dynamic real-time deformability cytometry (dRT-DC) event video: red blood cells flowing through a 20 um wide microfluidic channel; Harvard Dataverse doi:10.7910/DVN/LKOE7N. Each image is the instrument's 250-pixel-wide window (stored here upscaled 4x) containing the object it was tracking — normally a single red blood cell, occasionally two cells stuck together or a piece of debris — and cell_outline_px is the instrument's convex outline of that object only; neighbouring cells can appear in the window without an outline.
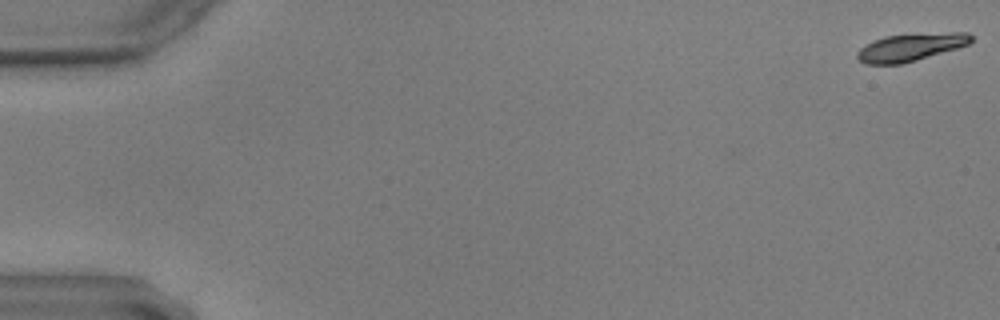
{"species": "common noctule bat (a hibernating species)", "species_latin": "Nyctalus noctula", "temperature_condition": "warm", "stored_images_in_passage": 49, "camera_frame_rate_fps": 3000, "um_per_image_px": 0.085, "animal": {"sex": "male", "body_mass_g": 17.9, "forearm_length_mm": 54.2}, "frame": {"image": 1, "passage_image": 1, "time_ms": 0.0, "image_size_px": [1000, 320], "cell_outline_px": [[972, 40], [968, 44], [956, 48], [916, 60], [900, 64], [864, 64], [856, 56], [856, 52], [860, 48], [884, 36], [952, 32], [968, 32], [972, 36]], "centroid_in_image_um": [77.4, 4.02], "position_along_channel_um": 7.6, "area_um2": 17.98}}
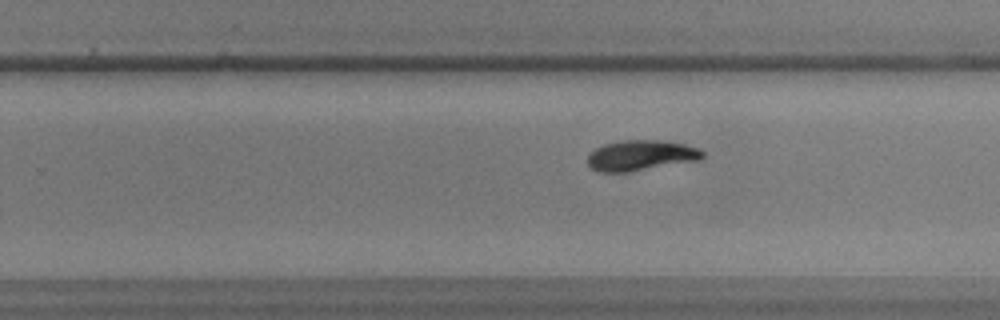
{"frame": {"image": 2, "passage_image": 38, "time_ms": 12.333, "image_size_px": [1000, 320], "cell_outline_px": [[704, 156], [700, 160], [628, 172], [600, 172], [592, 168], [588, 164], [588, 156], [596, 148], [604, 144], [624, 140], [656, 140], [684, 144], [700, 148], [704, 152]], "centroid_in_image_um": [54.5, 13.21], "position_along_channel_um": 275.3, "area_um2": 20.29}}
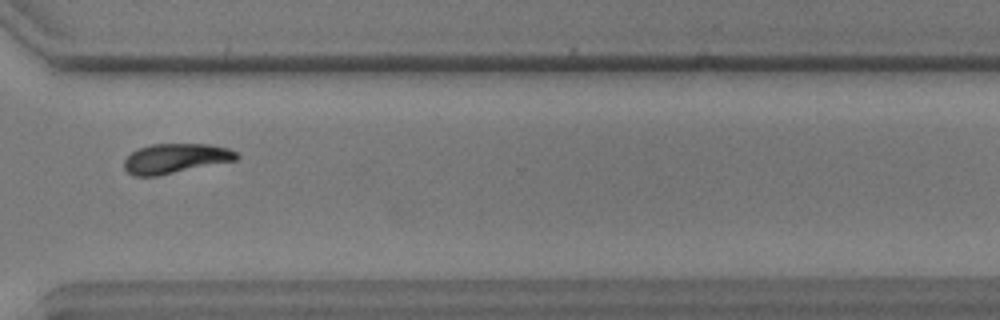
{"frame": {"image": 3, "passage_image": 45, "time_ms": 14.667, "image_size_px": [1000, 320], "cell_outline_px": [[240, 156], [236, 160], [160, 176], [132, 176], [124, 168], [124, 160], [132, 152], [140, 148], [152, 144], [208, 144], [228, 148], [236, 152]], "centroid_in_image_um": [14.92, 13.48], "position_along_channel_um": 355.7, "area_um2": 19.54}}